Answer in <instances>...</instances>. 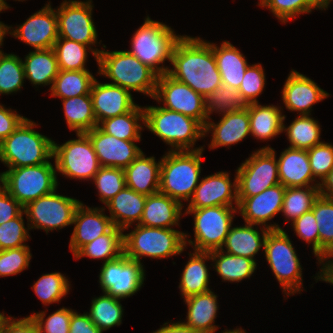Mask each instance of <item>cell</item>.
Returning <instances> with one entry per match:
<instances>
[{"label":"cell","instance_id":"1","mask_svg":"<svg viewBox=\"0 0 333 333\" xmlns=\"http://www.w3.org/2000/svg\"><path fill=\"white\" fill-rule=\"evenodd\" d=\"M168 75L207 97L222 84L212 43L200 37L182 35L171 56Z\"/></svg>","mask_w":333,"mask_h":333},{"label":"cell","instance_id":"2","mask_svg":"<svg viewBox=\"0 0 333 333\" xmlns=\"http://www.w3.org/2000/svg\"><path fill=\"white\" fill-rule=\"evenodd\" d=\"M203 150H170L163 155L159 192L180 203L189 202L200 181Z\"/></svg>","mask_w":333,"mask_h":333},{"label":"cell","instance_id":"3","mask_svg":"<svg viewBox=\"0 0 333 333\" xmlns=\"http://www.w3.org/2000/svg\"><path fill=\"white\" fill-rule=\"evenodd\" d=\"M35 122L25 118L0 143V161L8 169L48 163L53 158V140L35 131Z\"/></svg>","mask_w":333,"mask_h":333},{"label":"cell","instance_id":"4","mask_svg":"<svg viewBox=\"0 0 333 333\" xmlns=\"http://www.w3.org/2000/svg\"><path fill=\"white\" fill-rule=\"evenodd\" d=\"M144 126L171 146V151L198 150V139L204 138V127L195 119L162 106H145ZM192 148V149H191Z\"/></svg>","mask_w":333,"mask_h":333},{"label":"cell","instance_id":"5","mask_svg":"<svg viewBox=\"0 0 333 333\" xmlns=\"http://www.w3.org/2000/svg\"><path fill=\"white\" fill-rule=\"evenodd\" d=\"M99 75L124 89L154 98L158 75L128 51H105L98 54Z\"/></svg>","mask_w":333,"mask_h":333},{"label":"cell","instance_id":"6","mask_svg":"<svg viewBox=\"0 0 333 333\" xmlns=\"http://www.w3.org/2000/svg\"><path fill=\"white\" fill-rule=\"evenodd\" d=\"M181 37L171 27L147 16L144 24L133 34L128 52L160 76L169 70V67L160 64L167 60L171 62L173 49Z\"/></svg>","mask_w":333,"mask_h":333},{"label":"cell","instance_id":"7","mask_svg":"<svg viewBox=\"0 0 333 333\" xmlns=\"http://www.w3.org/2000/svg\"><path fill=\"white\" fill-rule=\"evenodd\" d=\"M124 254L141 263V257L164 259L181 254L185 249V233L173 228L136 225L123 234Z\"/></svg>","mask_w":333,"mask_h":333},{"label":"cell","instance_id":"8","mask_svg":"<svg viewBox=\"0 0 333 333\" xmlns=\"http://www.w3.org/2000/svg\"><path fill=\"white\" fill-rule=\"evenodd\" d=\"M263 249L284 294L290 296L303 291V269L287 233L283 229L269 230Z\"/></svg>","mask_w":333,"mask_h":333},{"label":"cell","instance_id":"9","mask_svg":"<svg viewBox=\"0 0 333 333\" xmlns=\"http://www.w3.org/2000/svg\"><path fill=\"white\" fill-rule=\"evenodd\" d=\"M3 173V186L23 207L57 190L56 166L48 163L12 168Z\"/></svg>","mask_w":333,"mask_h":333},{"label":"cell","instance_id":"10","mask_svg":"<svg viewBox=\"0 0 333 333\" xmlns=\"http://www.w3.org/2000/svg\"><path fill=\"white\" fill-rule=\"evenodd\" d=\"M234 213L237 207L214 206L200 209H185V214L194 216V237L185 233V246L187 241L194 251L210 252L221 249L233 224ZM187 239V240H186Z\"/></svg>","mask_w":333,"mask_h":333},{"label":"cell","instance_id":"11","mask_svg":"<svg viewBox=\"0 0 333 333\" xmlns=\"http://www.w3.org/2000/svg\"><path fill=\"white\" fill-rule=\"evenodd\" d=\"M78 139L62 145L53 141L56 171L71 179H92L101 168L91 140L86 133H76Z\"/></svg>","mask_w":333,"mask_h":333},{"label":"cell","instance_id":"12","mask_svg":"<svg viewBox=\"0 0 333 333\" xmlns=\"http://www.w3.org/2000/svg\"><path fill=\"white\" fill-rule=\"evenodd\" d=\"M237 197H252L279 184L278 162L273 148L254 151L236 170Z\"/></svg>","mask_w":333,"mask_h":333},{"label":"cell","instance_id":"13","mask_svg":"<svg viewBox=\"0 0 333 333\" xmlns=\"http://www.w3.org/2000/svg\"><path fill=\"white\" fill-rule=\"evenodd\" d=\"M81 201L56 194V190L48 195L28 203L23 211L30 229L49 231L73 225L75 212Z\"/></svg>","mask_w":333,"mask_h":333},{"label":"cell","instance_id":"14","mask_svg":"<svg viewBox=\"0 0 333 333\" xmlns=\"http://www.w3.org/2000/svg\"><path fill=\"white\" fill-rule=\"evenodd\" d=\"M145 270L142 263L132 260L124 253L103 263L99 274L102 292L119 299L135 295L144 283Z\"/></svg>","mask_w":333,"mask_h":333},{"label":"cell","instance_id":"15","mask_svg":"<svg viewBox=\"0 0 333 333\" xmlns=\"http://www.w3.org/2000/svg\"><path fill=\"white\" fill-rule=\"evenodd\" d=\"M153 99L158 103L163 102L165 109L179 112L197 120L203 127L207 123L205 97L167 73L158 76Z\"/></svg>","mask_w":333,"mask_h":333},{"label":"cell","instance_id":"16","mask_svg":"<svg viewBox=\"0 0 333 333\" xmlns=\"http://www.w3.org/2000/svg\"><path fill=\"white\" fill-rule=\"evenodd\" d=\"M92 0H65L55 9L59 38H66L86 46L96 45L97 30L92 19Z\"/></svg>","mask_w":333,"mask_h":333},{"label":"cell","instance_id":"17","mask_svg":"<svg viewBox=\"0 0 333 333\" xmlns=\"http://www.w3.org/2000/svg\"><path fill=\"white\" fill-rule=\"evenodd\" d=\"M11 28L12 26H8L10 35L25 42L34 50L53 48L59 38L57 15L50 2L26 19L22 25L12 29V32Z\"/></svg>","mask_w":333,"mask_h":333},{"label":"cell","instance_id":"18","mask_svg":"<svg viewBox=\"0 0 333 333\" xmlns=\"http://www.w3.org/2000/svg\"><path fill=\"white\" fill-rule=\"evenodd\" d=\"M286 187L281 183L276 184L262 193L252 197H237L238 207L245 223L263 225L269 230L282 229L278 224H267V221L282 211L283 197Z\"/></svg>","mask_w":333,"mask_h":333},{"label":"cell","instance_id":"19","mask_svg":"<svg viewBox=\"0 0 333 333\" xmlns=\"http://www.w3.org/2000/svg\"><path fill=\"white\" fill-rule=\"evenodd\" d=\"M232 183L228 172H217L200 180L186 209L214 206L238 207L237 176Z\"/></svg>","mask_w":333,"mask_h":333},{"label":"cell","instance_id":"20","mask_svg":"<svg viewBox=\"0 0 333 333\" xmlns=\"http://www.w3.org/2000/svg\"><path fill=\"white\" fill-rule=\"evenodd\" d=\"M101 167L125 169L141 153L135 141H125L103 132L98 126L86 132Z\"/></svg>","mask_w":333,"mask_h":333},{"label":"cell","instance_id":"21","mask_svg":"<svg viewBox=\"0 0 333 333\" xmlns=\"http://www.w3.org/2000/svg\"><path fill=\"white\" fill-rule=\"evenodd\" d=\"M281 93L286 108L299 112V115H311L312 106L329 97V93L317 83L296 70L288 75Z\"/></svg>","mask_w":333,"mask_h":333},{"label":"cell","instance_id":"22","mask_svg":"<svg viewBox=\"0 0 333 333\" xmlns=\"http://www.w3.org/2000/svg\"><path fill=\"white\" fill-rule=\"evenodd\" d=\"M103 208H91L82 202L78 206L72 224H75L69 249L73 256L86 244L107 233L114 225Z\"/></svg>","mask_w":333,"mask_h":333},{"label":"cell","instance_id":"23","mask_svg":"<svg viewBox=\"0 0 333 333\" xmlns=\"http://www.w3.org/2000/svg\"><path fill=\"white\" fill-rule=\"evenodd\" d=\"M90 94L97 124L131 111L137 104L129 90L110 83H100L95 79Z\"/></svg>","mask_w":333,"mask_h":333},{"label":"cell","instance_id":"24","mask_svg":"<svg viewBox=\"0 0 333 333\" xmlns=\"http://www.w3.org/2000/svg\"><path fill=\"white\" fill-rule=\"evenodd\" d=\"M212 131V132H211ZM211 133L210 149L226 147L242 141L250 132L248 106L246 109L236 110L222 115L218 123L207 120L204 127V136Z\"/></svg>","mask_w":333,"mask_h":333},{"label":"cell","instance_id":"25","mask_svg":"<svg viewBox=\"0 0 333 333\" xmlns=\"http://www.w3.org/2000/svg\"><path fill=\"white\" fill-rule=\"evenodd\" d=\"M277 162L279 181L286 188L319 186V181L317 183L313 177L307 150L288 147L281 152Z\"/></svg>","mask_w":333,"mask_h":333},{"label":"cell","instance_id":"26","mask_svg":"<svg viewBox=\"0 0 333 333\" xmlns=\"http://www.w3.org/2000/svg\"><path fill=\"white\" fill-rule=\"evenodd\" d=\"M182 203L160 192L146 196L140 225L146 227L172 228L179 225Z\"/></svg>","mask_w":333,"mask_h":333},{"label":"cell","instance_id":"27","mask_svg":"<svg viewBox=\"0 0 333 333\" xmlns=\"http://www.w3.org/2000/svg\"><path fill=\"white\" fill-rule=\"evenodd\" d=\"M161 160L146 157L142 152L125 171L126 186L143 195H153L159 192Z\"/></svg>","mask_w":333,"mask_h":333},{"label":"cell","instance_id":"28","mask_svg":"<svg viewBox=\"0 0 333 333\" xmlns=\"http://www.w3.org/2000/svg\"><path fill=\"white\" fill-rule=\"evenodd\" d=\"M145 201L146 195L125 186L105 205L108 207L113 225L124 231L134 222L137 225L140 223Z\"/></svg>","mask_w":333,"mask_h":333},{"label":"cell","instance_id":"29","mask_svg":"<svg viewBox=\"0 0 333 333\" xmlns=\"http://www.w3.org/2000/svg\"><path fill=\"white\" fill-rule=\"evenodd\" d=\"M187 305L186 321L183 323L203 333H214L218 326L214 324L217 317V295L211 290L184 299Z\"/></svg>","mask_w":333,"mask_h":333},{"label":"cell","instance_id":"30","mask_svg":"<svg viewBox=\"0 0 333 333\" xmlns=\"http://www.w3.org/2000/svg\"><path fill=\"white\" fill-rule=\"evenodd\" d=\"M268 231L269 229L262 227L261 233L256 225L250 223L239 227L231 226L222 248L226 247L225 252L228 254L248 257L254 260V256L265 245Z\"/></svg>","mask_w":333,"mask_h":333},{"label":"cell","instance_id":"31","mask_svg":"<svg viewBox=\"0 0 333 333\" xmlns=\"http://www.w3.org/2000/svg\"><path fill=\"white\" fill-rule=\"evenodd\" d=\"M212 49L222 84L231 85L238 90L249 66L245 56L226 40L221 43L220 47L212 43Z\"/></svg>","mask_w":333,"mask_h":333},{"label":"cell","instance_id":"32","mask_svg":"<svg viewBox=\"0 0 333 333\" xmlns=\"http://www.w3.org/2000/svg\"><path fill=\"white\" fill-rule=\"evenodd\" d=\"M279 106L248 104L250 132L258 140H268L283 132L285 115Z\"/></svg>","mask_w":333,"mask_h":333},{"label":"cell","instance_id":"33","mask_svg":"<svg viewBox=\"0 0 333 333\" xmlns=\"http://www.w3.org/2000/svg\"><path fill=\"white\" fill-rule=\"evenodd\" d=\"M188 255L190 260L183 269L179 283L180 292L184 299L210 291L208 286L210 274L205 264L207 260H212L210 253L194 251Z\"/></svg>","mask_w":333,"mask_h":333},{"label":"cell","instance_id":"34","mask_svg":"<svg viewBox=\"0 0 333 333\" xmlns=\"http://www.w3.org/2000/svg\"><path fill=\"white\" fill-rule=\"evenodd\" d=\"M26 79L31 84L37 85H53L55 77L58 75V62L53 48L35 50L26 55L22 61Z\"/></svg>","mask_w":333,"mask_h":333},{"label":"cell","instance_id":"35","mask_svg":"<svg viewBox=\"0 0 333 333\" xmlns=\"http://www.w3.org/2000/svg\"><path fill=\"white\" fill-rule=\"evenodd\" d=\"M62 102L69 130L86 133L98 126L90 93L62 99Z\"/></svg>","mask_w":333,"mask_h":333},{"label":"cell","instance_id":"36","mask_svg":"<svg viewBox=\"0 0 333 333\" xmlns=\"http://www.w3.org/2000/svg\"><path fill=\"white\" fill-rule=\"evenodd\" d=\"M140 122L144 124V108L137 104L131 111L123 115L101 121L98 127L118 139L138 142L141 141L140 131L144 127Z\"/></svg>","mask_w":333,"mask_h":333},{"label":"cell","instance_id":"37","mask_svg":"<svg viewBox=\"0 0 333 333\" xmlns=\"http://www.w3.org/2000/svg\"><path fill=\"white\" fill-rule=\"evenodd\" d=\"M209 253L214 262L213 267H215L222 280L226 282H240L243 279L250 278L257 268L255 260L228 254L224 252V248Z\"/></svg>","mask_w":333,"mask_h":333},{"label":"cell","instance_id":"38","mask_svg":"<svg viewBox=\"0 0 333 333\" xmlns=\"http://www.w3.org/2000/svg\"><path fill=\"white\" fill-rule=\"evenodd\" d=\"M123 232V230L113 226L107 233L84 245L74 255V258L104 259L103 263L118 258L124 253Z\"/></svg>","mask_w":333,"mask_h":333},{"label":"cell","instance_id":"39","mask_svg":"<svg viewBox=\"0 0 333 333\" xmlns=\"http://www.w3.org/2000/svg\"><path fill=\"white\" fill-rule=\"evenodd\" d=\"M94 80L89 70H59L49 90L52 97L61 99L82 96L90 93Z\"/></svg>","mask_w":333,"mask_h":333},{"label":"cell","instance_id":"40","mask_svg":"<svg viewBox=\"0 0 333 333\" xmlns=\"http://www.w3.org/2000/svg\"><path fill=\"white\" fill-rule=\"evenodd\" d=\"M92 46L68 40L66 38H58L53 46L59 70H87L85 68L88 58V50L91 51L96 61H98V54L101 50L97 48L91 49Z\"/></svg>","mask_w":333,"mask_h":333},{"label":"cell","instance_id":"41","mask_svg":"<svg viewBox=\"0 0 333 333\" xmlns=\"http://www.w3.org/2000/svg\"><path fill=\"white\" fill-rule=\"evenodd\" d=\"M283 131L290 142V148L308 150L322 142L320 125L310 115H299L287 128L284 125Z\"/></svg>","mask_w":333,"mask_h":333},{"label":"cell","instance_id":"42","mask_svg":"<svg viewBox=\"0 0 333 333\" xmlns=\"http://www.w3.org/2000/svg\"><path fill=\"white\" fill-rule=\"evenodd\" d=\"M319 197V186L287 187L283 197L282 211L286 223L299 218L312 210L314 201Z\"/></svg>","mask_w":333,"mask_h":333},{"label":"cell","instance_id":"43","mask_svg":"<svg viewBox=\"0 0 333 333\" xmlns=\"http://www.w3.org/2000/svg\"><path fill=\"white\" fill-rule=\"evenodd\" d=\"M90 320L103 332L122 323L123 307L120 299L103 293L91 301Z\"/></svg>","mask_w":333,"mask_h":333},{"label":"cell","instance_id":"44","mask_svg":"<svg viewBox=\"0 0 333 333\" xmlns=\"http://www.w3.org/2000/svg\"><path fill=\"white\" fill-rule=\"evenodd\" d=\"M206 114L211 120V113L228 114L236 110L246 109L248 104L238 90L231 85L221 84L217 89L205 97Z\"/></svg>","mask_w":333,"mask_h":333},{"label":"cell","instance_id":"45","mask_svg":"<svg viewBox=\"0 0 333 333\" xmlns=\"http://www.w3.org/2000/svg\"><path fill=\"white\" fill-rule=\"evenodd\" d=\"M311 211L319 227L321 259L333 252V200L319 195L314 201Z\"/></svg>","mask_w":333,"mask_h":333},{"label":"cell","instance_id":"46","mask_svg":"<svg viewBox=\"0 0 333 333\" xmlns=\"http://www.w3.org/2000/svg\"><path fill=\"white\" fill-rule=\"evenodd\" d=\"M22 59L15 54H0V94L21 90L25 79Z\"/></svg>","mask_w":333,"mask_h":333},{"label":"cell","instance_id":"47","mask_svg":"<svg viewBox=\"0 0 333 333\" xmlns=\"http://www.w3.org/2000/svg\"><path fill=\"white\" fill-rule=\"evenodd\" d=\"M259 6L268 8L282 23L310 13L312 9H327L320 0H264Z\"/></svg>","mask_w":333,"mask_h":333},{"label":"cell","instance_id":"48","mask_svg":"<svg viewBox=\"0 0 333 333\" xmlns=\"http://www.w3.org/2000/svg\"><path fill=\"white\" fill-rule=\"evenodd\" d=\"M68 279L60 272L43 274L33 288L36 296L47 306L52 303H58L70 290Z\"/></svg>","mask_w":333,"mask_h":333},{"label":"cell","instance_id":"49","mask_svg":"<svg viewBox=\"0 0 333 333\" xmlns=\"http://www.w3.org/2000/svg\"><path fill=\"white\" fill-rule=\"evenodd\" d=\"M93 181L100 201L106 204L126 186L125 171L122 168L101 167Z\"/></svg>","mask_w":333,"mask_h":333},{"label":"cell","instance_id":"50","mask_svg":"<svg viewBox=\"0 0 333 333\" xmlns=\"http://www.w3.org/2000/svg\"><path fill=\"white\" fill-rule=\"evenodd\" d=\"M23 213L0 225V250L27 246L25 241L30 238V228L25 227Z\"/></svg>","mask_w":333,"mask_h":333},{"label":"cell","instance_id":"51","mask_svg":"<svg viewBox=\"0 0 333 333\" xmlns=\"http://www.w3.org/2000/svg\"><path fill=\"white\" fill-rule=\"evenodd\" d=\"M29 246L0 250V277L16 275L29 267Z\"/></svg>","mask_w":333,"mask_h":333},{"label":"cell","instance_id":"52","mask_svg":"<svg viewBox=\"0 0 333 333\" xmlns=\"http://www.w3.org/2000/svg\"><path fill=\"white\" fill-rule=\"evenodd\" d=\"M265 79L264 69L260 63L247 67L238 89L247 104L258 102L257 97L263 92Z\"/></svg>","mask_w":333,"mask_h":333},{"label":"cell","instance_id":"53","mask_svg":"<svg viewBox=\"0 0 333 333\" xmlns=\"http://www.w3.org/2000/svg\"><path fill=\"white\" fill-rule=\"evenodd\" d=\"M45 312L41 311L31 315L39 328V333H69L72 309L60 308L49 315L47 319H45Z\"/></svg>","mask_w":333,"mask_h":333},{"label":"cell","instance_id":"54","mask_svg":"<svg viewBox=\"0 0 333 333\" xmlns=\"http://www.w3.org/2000/svg\"><path fill=\"white\" fill-rule=\"evenodd\" d=\"M311 171L321 181L333 169V145L324 141L307 150Z\"/></svg>","mask_w":333,"mask_h":333},{"label":"cell","instance_id":"55","mask_svg":"<svg viewBox=\"0 0 333 333\" xmlns=\"http://www.w3.org/2000/svg\"><path fill=\"white\" fill-rule=\"evenodd\" d=\"M291 225L293 226L294 233L307 242L311 243L313 253L320 260V236L319 227L317 226L316 219L312 211L303 213L299 218L295 219Z\"/></svg>","mask_w":333,"mask_h":333},{"label":"cell","instance_id":"56","mask_svg":"<svg viewBox=\"0 0 333 333\" xmlns=\"http://www.w3.org/2000/svg\"><path fill=\"white\" fill-rule=\"evenodd\" d=\"M23 209L24 207L2 186L0 188V225L18 217Z\"/></svg>","mask_w":333,"mask_h":333},{"label":"cell","instance_id":"57","mask_svg":"<svg viewBox=\"0 0 333 333\" xmlns=\"http://www.w3.org/2000/svg\"><path fill=\"white\" fill-rule=\"evenodd\" d=\"M11 108L0 104V143L6 139L26 118L17 114Z\"/></svg>","mask_w":333,"mask_h":333},{"label":"cell","instance_id":"58","mask_svg":"<svg viewBox=\"0 0 333 333\" xmlns=\"http://www.w3.org/2000/svg\"><path fill=\"white\" fill-rule=\"evenodd\" d=\"M1 333H39V328L30 315L21 319L7 317Z\"/></svg>","mask_w":333,"mask_h":333},{"label":"cell","instance_id":"59","mask_svg":"<svg viewBox=\"0 0 333 333\" xmlns=\"http://www.w3.org/2000/svg\"><path fill=\"white\" fill-rule=\"evenodd\" d=\"M69 333H103L91 320L88 312L79 314L73 311Z\"/></svg>","mask_w":333,"mask_h":333},{"label":"cell","instance_id":"60","mask_svg":"<svg viewBox=\"0 0 333 333\" xmlns=\"http://www.w3.org/2000/svg\"><path fill=\"white\" fill-rule=\"evenodd\" d=\"M333 257V252L328 253L326 256H323L318 262L319 264L322 263L320 269L321 271L318 272V276L314 277L317 281H325L327 283L333 284V260H328ZM328 260V261H327ZM325 261V263H323Z\"/></svg>","mask_w":333,"mask_h":333},{"label":"cell","instance_id":"61","mask_svg":"<svg viewBox=\"0 0 333 333\" xmlns=\"http://www.w3.org/2000/svg\"><path fill=\"white\" fill-rule=\"evenodd\" d=\"M153 333H203L202 331L195 330L190 326H187L183 322H175V323H164V325L156 330Z\"/></svg>","mask_w":333,"mask_h":333},{"label":"cell","instance_id":"62","mask_svg":"<svg viewBox=\"0 0 333 333\" xmlns=\"http://www.w3.org/2000/svg\"><path fill=\"white\" fill-rule=\"evenodd\" d=\"M319 195L333 200V169L321 182H319Z\"/></svg>","mask_w":333,"mask_h":333},{"label":"cell","instance_id":"63","mask_svg":"<svg viewBox=\"0 0 333 333\" xmlns=\"http://www.w3.org/2000/svg\"><path fill=\"white\" fill-rule=\"evenodd\" d=\"M8 25L0 21V46L3 44L4 36L8 33ZM1 48V47H0Z\"/></svg>","mask_w":333,"mask_h":333},{"label":"cell","instance_id":"64","mask_svg":"<svg viewBox=\"0 0 333 333\" xmlns=\"http://www.w3.org/2000/svg\"><path fill=\"white\" fill-rule=\"evenodd\" d=\"M222 333H246V332L242 328H236V329H233V330L223 331Z\"/></svg>","mask_w":333,"mask_h":333},{"label":"cell","instance_id":"65","mask_svg":"<svg viewBox=\"0 0 333 333\" xmlns=\"http://www.w3.org/2000/svg\"><path fill=\"white\" fill-rule=\"evenodd\" d=\"M6 318L7 316L4 315V312L0 313V333Z\"/></svg>","mask_w":333,"mask_h":333},{"label":"cell","instance_id":"66","mask_svg":"<svg viewBox=\"0 0 333 333\" xmlns=\"http://www.w3.org/2000/svg\"><path fill=\"white\" fill-rule=\"evenodd\" d=\"M327 8L330 5V2L333 0H320Z\"/></svg>","mask_w":333,"mask_h":333},{"label":"cell","instance_id":"67","mask_svg":"<svg viewBox=\"0 0 333 333\" xmlns=\"http://www.w3.org/2000/svg\"><path fill=\"white\" fill-rule=\"evenodd\" d=\"M15 1H17V0H15ZM18 1H24V0H18ZM1 2L3 3V5H4L7 9L10 8L5 0H1Z\"/></svg>","mask_w":333,"mask_h":333},{"label":"cell","instance_id":"68","mask_svg":"<svg viewBox=\"0 0 333 333\" xmlns=\"http://www.w3.org/2000/svg\"><path fill=\"white\" fill-rule=\"evenodd\" d=\"M3 10H7V8L3 5V3L0 0V12Z\"/></svg>","mask_w":333,"mask_h":333},{"label":"cell","instance_id":"69","mask_svg":"<svg viewBox=\"0 0 333 333\" xmlns=\"http://www.w3.org/2000/svg\"><path fill=\"white\" fill-rule=\"evenodd\" d=\"M2 184V185H1ZM3 186V173H0V188Z\"/></svg>","mask_w":333,"mask_h":333},{"label":"cell","instance_id":"70","mask_svg":"<svg viewBox=\"0 0 333 333\" xmlns=\"http://www.w3.org/2000/svg\"><path fill=\"white\" fill-rule=\"evenodd\" d=\"M264 0H259L258 5H260Z\"/></svg>","mask_w":333,"mask_h":333}]
</instances>
